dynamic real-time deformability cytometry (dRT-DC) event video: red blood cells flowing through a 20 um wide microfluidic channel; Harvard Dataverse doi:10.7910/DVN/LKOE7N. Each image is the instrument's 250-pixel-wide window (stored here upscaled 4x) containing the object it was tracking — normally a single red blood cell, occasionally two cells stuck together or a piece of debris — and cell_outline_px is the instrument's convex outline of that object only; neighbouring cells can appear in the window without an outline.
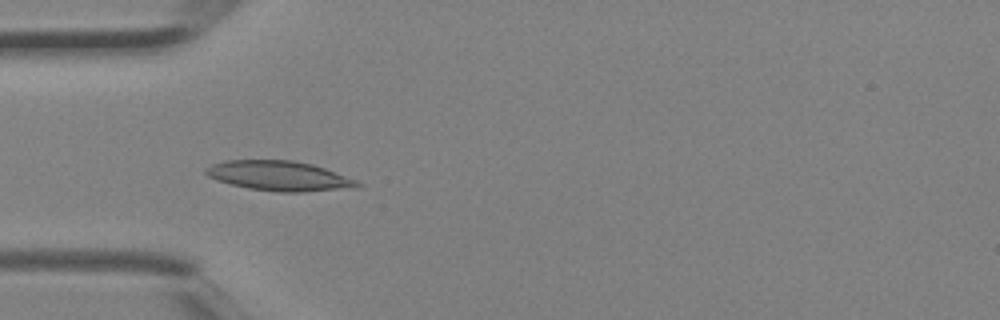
{"species": "Egyptian fruit bat (a non-hibernating species)", "species_latin": "Rousettus aegyptiacus", "temperature_condition": "room temperature", "stored_images_in_passage": 4, "camera_frame_rate_fps": 3000, "um_per_image_px": 0.085, "animal": {"sex": "female"}, "frame": {"image": 1, "passage_image": 4, "time_ms": 1.0, "image_size_px": [1000, 320], "cell_outline_px": [[364, 184], [360, 188], [304, 192], [280, 192], [248, 188], [216, 180], [208, 176], [204, 172], [204, 168], [212, 164], [224, 160], [292, 160], [312, 164], [324, 168], [356, 180]], "centroid_in_image_um": [23.76, 14.96], "position_along_channel_um": 61.2, "area_um2": 26.53}}